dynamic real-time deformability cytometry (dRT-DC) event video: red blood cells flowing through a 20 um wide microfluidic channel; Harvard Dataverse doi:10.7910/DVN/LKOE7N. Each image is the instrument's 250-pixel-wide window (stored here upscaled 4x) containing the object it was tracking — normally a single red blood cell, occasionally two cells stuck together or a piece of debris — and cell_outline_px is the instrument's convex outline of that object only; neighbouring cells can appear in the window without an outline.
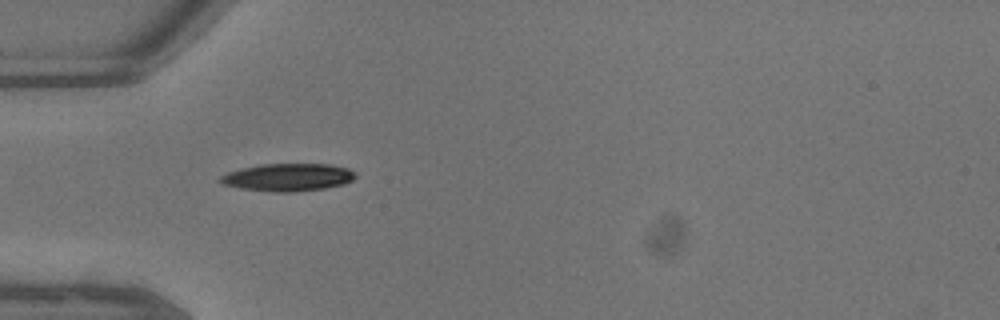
{"species": "common noctule bat (a hibernating species)", "species_latin": "Nyctalus noctula", "temperature_condition": "warm", "stored_images_in_passage": 4, "camera_frame_rate_fps": 3000, "um_per_image_px": 0.085, "animal": {"sex": "male", "body_mass_g": 13.3}, "frame": {"image": 1, "passage_image": 1, "time_ms": 0.0, "image_size_px": [1000, 320], "cell_outline_px": [[352, 176], [344, 180], [328, 184], [304, 188], [272, 188], [232, 180], [232, 176], [244, 172], [260, 168], [332, 168], [348, 172]], "centroid_in_image_um": [24.8, 15.06], "position_along_channel_um": 60.2, "area_um2": 13.41}}